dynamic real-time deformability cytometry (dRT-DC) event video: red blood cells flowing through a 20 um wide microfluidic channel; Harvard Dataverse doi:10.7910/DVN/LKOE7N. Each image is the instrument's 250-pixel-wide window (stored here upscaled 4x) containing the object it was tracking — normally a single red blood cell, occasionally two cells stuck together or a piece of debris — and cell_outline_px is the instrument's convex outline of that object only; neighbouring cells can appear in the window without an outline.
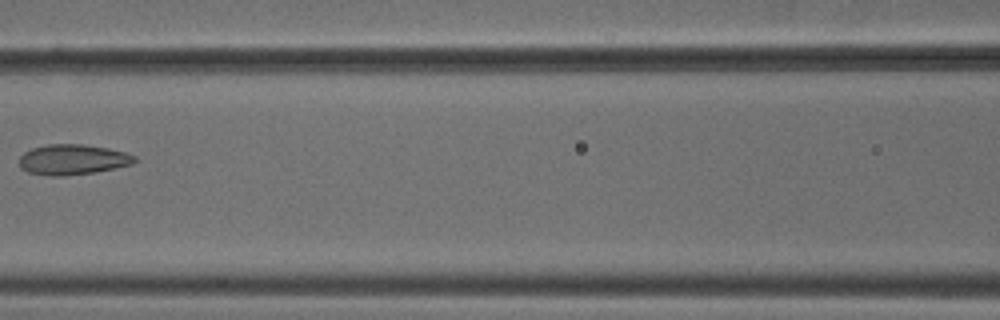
{"species": "common noctule bat (a hibernating species)", "species_latin": "Nyctalus noctula", "temperature_condition": "cold", "stored_images_in_passage": 7, "camera_frame_rate_fps": 3000, "um_per_image_px": 0.085, "animal": {"sex": "male", "body_mass_g": 18.8}, "frame": {"image": 1, "passage_image": 6, "time_ms": 1.667, "image_size_px": [1000, 320], "cell_outline_px": [[136, 160], [132, 164], [96, 172], [64, 176], [48, 176], [28, 172], [20, 168], [20, 156], [24, 152], [32, 148], [48, 144], [84, 144], [108, 148], [124, 152], [136, 156]], "centroid_in_image_um": [6.16, 13.56], "position_along_channel_um": 160.4, "area_um2": 20.46}}
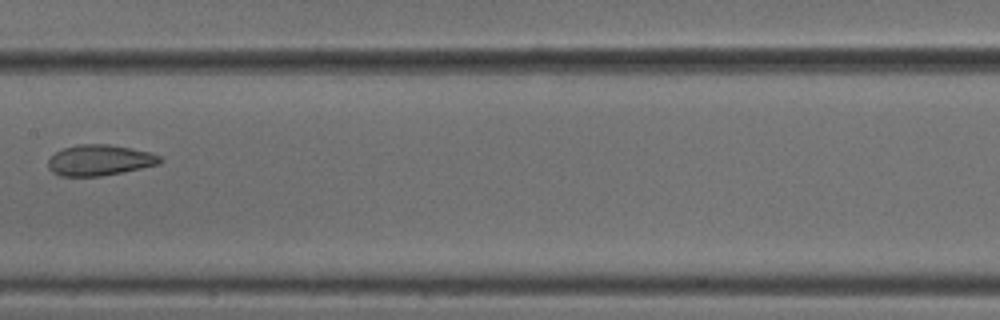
{"frame": {"image": 2, "passage_image": 7, "time_ms": 2.0, "image_size_px": [1000, 320], "cell_outline_px": [[164, 160], [160, 164], [100, 176], [60, 176], [52, 172], [48, 168], [48, 160], [56, 152], [64, 148], [80, 144], [108, 144], [132, 148], [148, 152], [160, 156]], "centroid_in_image_um": [8.46, 13.61], "position_along_channel_um": 198.9, "area_um2": 19.94}}